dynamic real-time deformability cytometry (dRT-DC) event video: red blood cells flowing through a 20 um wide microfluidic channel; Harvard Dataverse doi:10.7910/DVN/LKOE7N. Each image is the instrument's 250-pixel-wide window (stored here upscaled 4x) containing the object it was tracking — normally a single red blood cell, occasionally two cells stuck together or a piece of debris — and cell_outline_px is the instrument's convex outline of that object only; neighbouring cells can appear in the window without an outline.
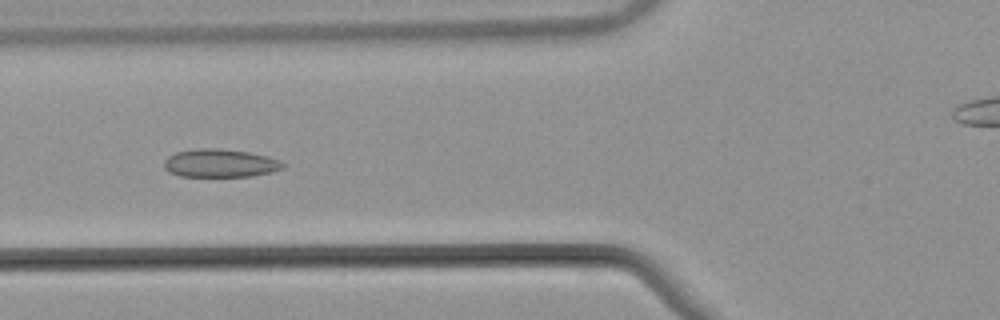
{"species": "common noctule bat (a hibernating species)", "species_latin": "Nyctalus noctula", "temperature_condition": "warm", "stored_images_in_passage": 30, "camera_frame_rate_fps": 3000, "um_per_image_px": 0.085, "animal": {"sex": "male", "body_mass_g": 21.5, "forearm_length_mm": 52.0}, "frame": {"image": 1, "passage_image": 5, "time_ms": 1.333, "image_size_px": [1000, 320], "cell_outline_px": [[284, 168], [272, 172], [252, 176], [180, 176], [168, 172], [164, 168], [164, 160], [168, 156], [176, 152], [204, 148], [216, 148], [248, 152], [268, 156], [280, 160], [284, 164]], "centroid_in_image_um": [18.72, 13.87], "position_along_channel_um": 107.1, "area_um2": 19.48}}
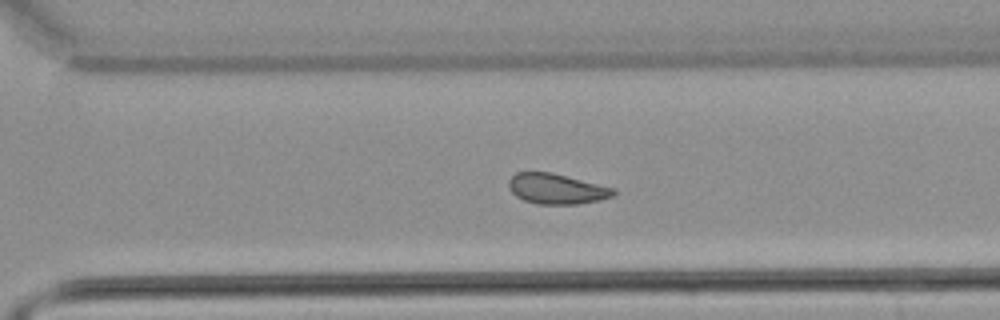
{"frame": {"image": 2, "passage_image": 22, "time_ms": 7.0, "image_size_px": [1000, 320], "cell_outline_px": [[616, 192], [612, 196], [600, 200], [576, 204], [536, 204], [524, 200], [516, 196], [508, 188], [508, 180], [516, 172], [552, 172], [616, 188]], "centroid_in_image_um": [47.31, 16.04], "position_along_channel_um": 323.3, "area_um2": 18.67}}
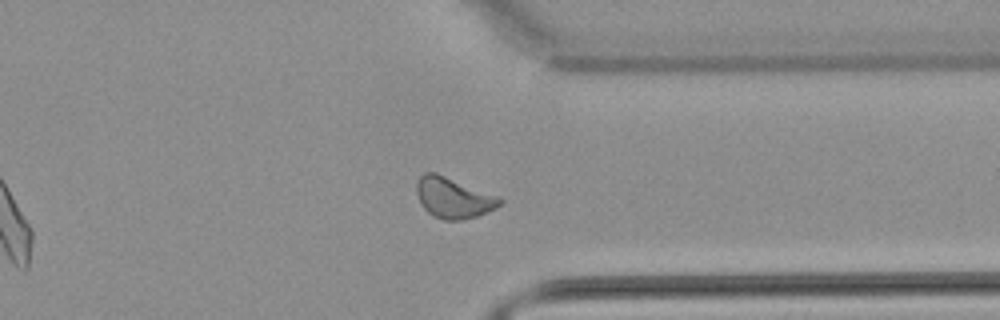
{"frame": {"image": 3, "passage_image": 26, "time_ms": 8.333, "image_size_px": [1000, 320], "cell_outline_px": [[504, 200], [496, 208], [476, 216], [460, 220], [444, 220], [432, 216], [420, 204], [416, 192], [416, 180], [424, 172], [436, 172], [496, 196]], "centroid_in_image_um": [38.47, 16.81], "position_along_channel_um": 372.9, "area_um2": 19.59}, "authors_computed_cell_mechanics": {"area_um2": 18.9295, "velocity_mm_per_s": 3.8239, "shape_relaxation_time_tau1_ms": null, "shape_relaxation_time_tau2_ms": 2.2942, "deformation_change_tau1": null, "deformation_change_tau2": 0.0737}}